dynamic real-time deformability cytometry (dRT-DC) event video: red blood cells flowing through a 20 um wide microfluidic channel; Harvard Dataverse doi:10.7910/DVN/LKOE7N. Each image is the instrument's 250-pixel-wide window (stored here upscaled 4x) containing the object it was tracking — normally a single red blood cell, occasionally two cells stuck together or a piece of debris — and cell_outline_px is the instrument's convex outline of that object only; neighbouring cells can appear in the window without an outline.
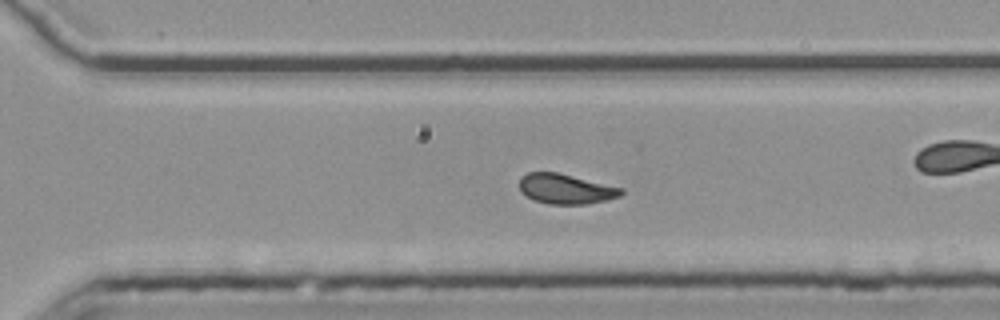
{"species": "common noctule bat (a hibernating species)", "species_latin": "Nyctalus noctula", "temperature_condition": "room temperature", "stored_images_in_passage": 53, "segment_of_instrument_passage": [2, 2], "camera_frame_rate_fps": 3000, "um_per_image_px": 0.085, "animal": {"sex": "female", "body_mass_g": 25.1}, "frame": {"image": 1, "passage_image": 38, "time_ms": 12.333, "image_size_px": [1000, 320], "cell_outline_px": [[624, 192], [620, 196], [608, 200], [588, 204], [548, 204], [536, 200], [520, 192], [520, 176], [528, 172], [556, 172], [624, 188]], "centroid_in_image_um": [48.11, 16.06], "position_along_channel_um": 322.5, "area_um2": 17.8}}